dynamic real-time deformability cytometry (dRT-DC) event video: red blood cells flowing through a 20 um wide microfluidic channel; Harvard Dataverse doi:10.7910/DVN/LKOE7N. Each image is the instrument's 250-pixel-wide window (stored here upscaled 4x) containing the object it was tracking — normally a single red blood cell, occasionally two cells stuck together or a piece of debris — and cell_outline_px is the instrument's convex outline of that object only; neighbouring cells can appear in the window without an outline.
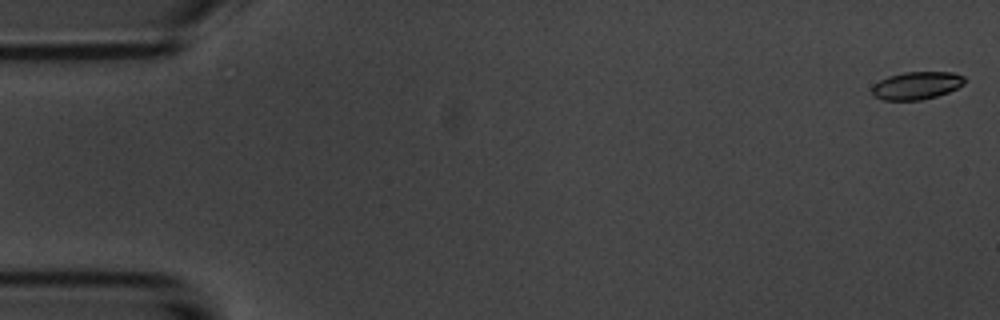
{"species": "common noctule bat (a hibernating species)", "species_latin": "Nyctalus noctula", "temperature_condition": "room temperature", "stored_images_in_passage": 9, "camera_frame_rate_fps": 3000, "um_per_image_px": 0.085, "animal": {"sex": "male", "body_mass_g": 20.1, "forearm_length_mm": 53.5}, "frame": {"image": 1, "passage_image": 1, "time_ms": 0.0, "image_size_px": [1000, 320], "cell_outline_px": [[964, 84], [948, 92], [936, 96], [920, 100], [884, 100], [872, 96], [872, 84], [888, 76], [904, 72], [952, 72], [964, 76]], "centroid_in_image_um": [77.87, 7.27], "position_along_channel_um": 7.1, "area_um2": 14.97}}
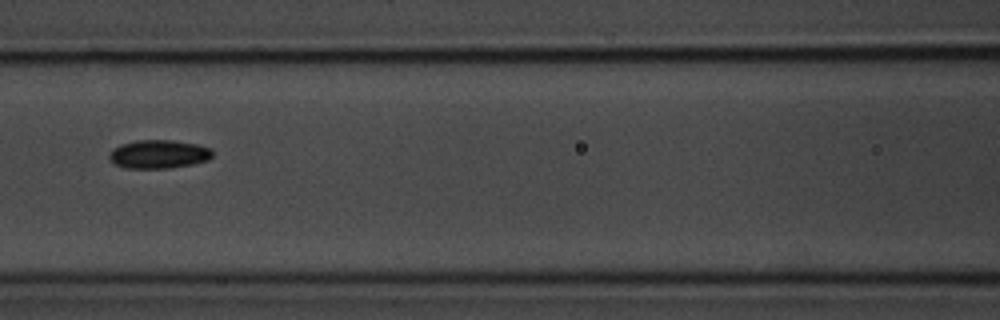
{"frame": {"image": 2, "passage_image": 7, "time_ms": 7.667, "image_size_px": [1000, 320], "cell_outline_px": [[212, 156], [208, 160], [192, 164], [168, 168], [124, 168], [116, 164], [108, 156], [112, 148], [120, 144], [136, 140], [172, 140], [196, 144], [212, 148]], "centroid_in_image_um": [13.48, 13.09], "position_along_channel_um": 153.1, "area_um2": 17.17}}
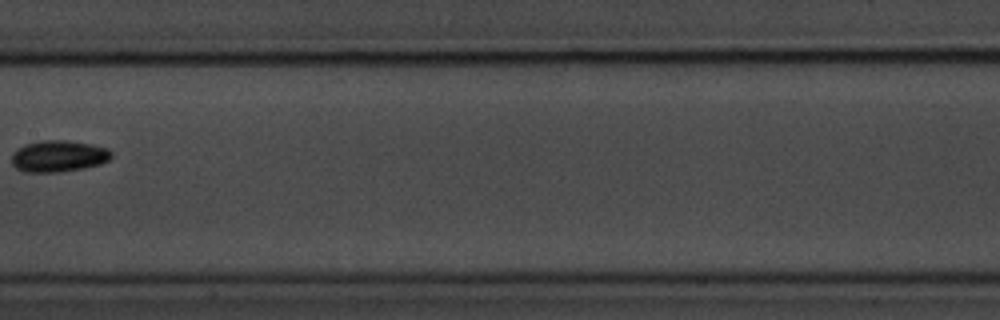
{"frame": {"image": 3, "passage_image": 8, "time_ms": 9.0, "image_size_px": [1000, 320], "cell_outline_px": [[112, 156], [108, 160], [100, 164], [84, 168], [56, 172], [24, 172], [16, 168], [12, 164], [12, 152], [16, 148], [24, 144], [40, 140], [68, 140], [92, 144], [108, 148], [112, 152]], "centroid_in_image_um": [4.95, 13.26], "position_along_channel_um": 202.4, "area_um2": 18.55}}